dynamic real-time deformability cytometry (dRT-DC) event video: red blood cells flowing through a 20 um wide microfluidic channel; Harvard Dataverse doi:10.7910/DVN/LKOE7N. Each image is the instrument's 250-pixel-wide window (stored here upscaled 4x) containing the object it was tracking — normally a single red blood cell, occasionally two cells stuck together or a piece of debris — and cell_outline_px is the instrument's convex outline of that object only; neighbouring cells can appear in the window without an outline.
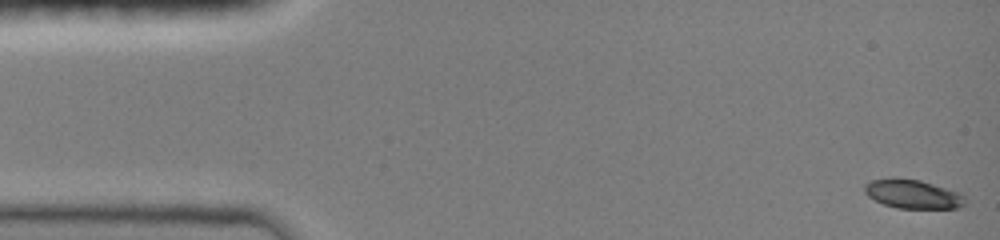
{"species": "common noctule bat (a hibernating species)", "species_latin": "Nyctalus noctula", "temperature_condition": "room temperature", "stored_images_in_passage": 29, "camera_frame_rate_fps": 3000, "um_per_image_px": 0.085, "animal": {"sex": "female", "body_mass_g": 19.0, "forearm_length_mm": 51.5}, "frame": {"image": 1, "passage_image": 1, "time_ms": 0.0, "image_size_px": [1000, 240], "cell_outline_px": [[964, 204], [960, 208], [896, 208], [884, 204], [868, 196], [864, 192], [864, 184], [872, 180], [892, 176], [896, 176], [920, 180], [960, 192], [964, 196]], "centroid_in_image_um": [77.56, 16.47], "position_along_channel_um": 7.4, "area_um2": 17.17}}
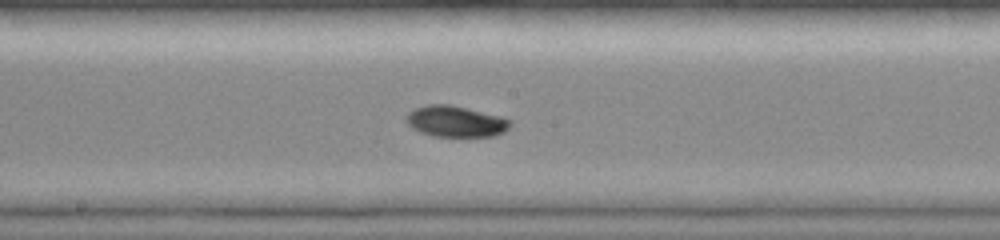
{"frame": {"image": 2, "passage_image": 15, "time_ms": 8.0, "image_size_px": [1000, 240], "cell_outline_px": [[512, 124], [504, 132], [496, 136], [432, 136], [420, 132], [412, 128], [404, 120], [404, 116], [408, 112], [416, 108], [428, 104], [448, 104], [500, 116], [512, 120]], "centroid_in_image_um": [38.71, 10.32], "position_along_channel_um": 209.5, "area_um2": 18.9}}
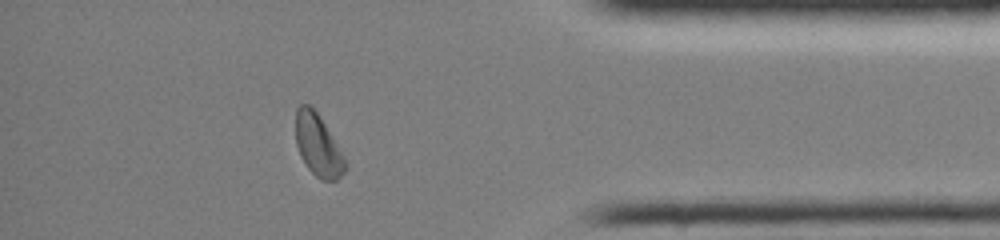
{"frame": {"image": 3, "passage_image": 25, "time_ms": 13.333, "image_size_px": [1000, 240], "cell_outline_px": [[348, 168], [336, 180], [320, 180], [308, 168], [300, 156], [296, 144], [296, 108], [300, 104], [308, 104], [320, 116], [344, 156]], "centroid_in_image_um": [27.03, 12.36], "position_along_channel_um": 408.2, "area_um2": 17.8}, "authors_computed_cell_mechanics": {"area_um2": 18.0914, "velocity_mm_per_s": 4.0503, "shape_relaxation_time_tau1_ms": 5.8501, "shape_relaxation_time_tau2_ms": 5.177, "deformation_change_tau1": 0.1251, "deformation_change_tau2": 0.0758}}